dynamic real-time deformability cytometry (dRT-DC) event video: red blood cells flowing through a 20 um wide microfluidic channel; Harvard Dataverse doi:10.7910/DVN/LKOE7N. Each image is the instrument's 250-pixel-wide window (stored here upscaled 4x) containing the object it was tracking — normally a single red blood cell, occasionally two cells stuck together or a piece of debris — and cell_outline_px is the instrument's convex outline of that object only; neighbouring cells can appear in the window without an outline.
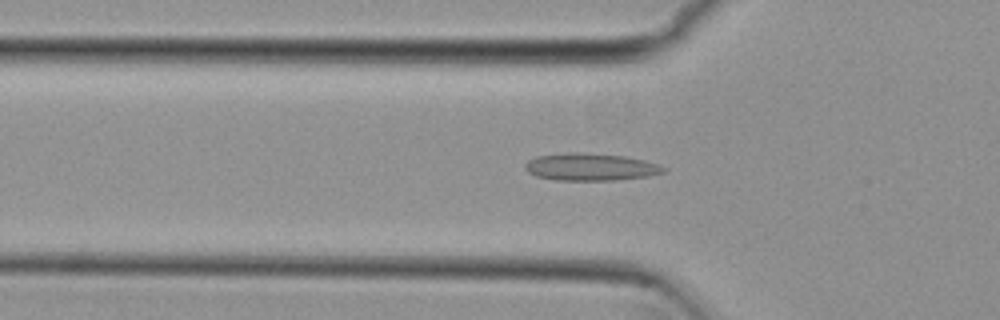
{"species": "common noctule bat (a hibernating species)", "species_latin": "Nyctalus noctula", "temperature_condition": "cold", "stored_images_in_passage": 50, "camera_frame_rate_fps": 3000, "um_per_image_px": 0.085, "animal": {"sex": "female", "body_mass_g": 29.2, "forearm_length_mm": 56.3}, "frame": {"image": 1, "passage_image": 14, "time_ms": 4.333, "image_size_px": [1000, 320], "cell_outline_px": [[668, 168], [664, 172], [648, 176], [616, 180], [556, 180], [536, 176], [528, 172], [524, 168], [524, 164], [528, 160], [536, 156], [568, 152], [576, 152], [624, 156], [644, 160], [660, 164]], "centroid_in_image_um": [50.2, 14.19], "position_along_channel_um": 75.6, "area_um2": 22.14}}
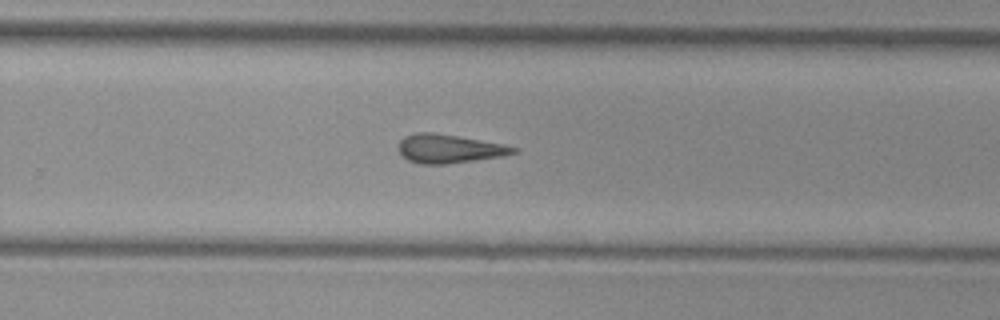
{"frame": {"image": 2, "passage_image": 31, "time_ms": 10.0, "image_size_px": [1000, 320], "cell_outline_px": [[520, 148], [516, 152], [500, 156], [444, 164], [420, 164], [408, 160], [400, 152], [400, 140], [404, 136], [416, 132], [432, 132], [504, 144]], "centroid_in_image_um": [38.16, 12.63], "position_along_channel_um": 291.6, "area_um2": 18.84}}
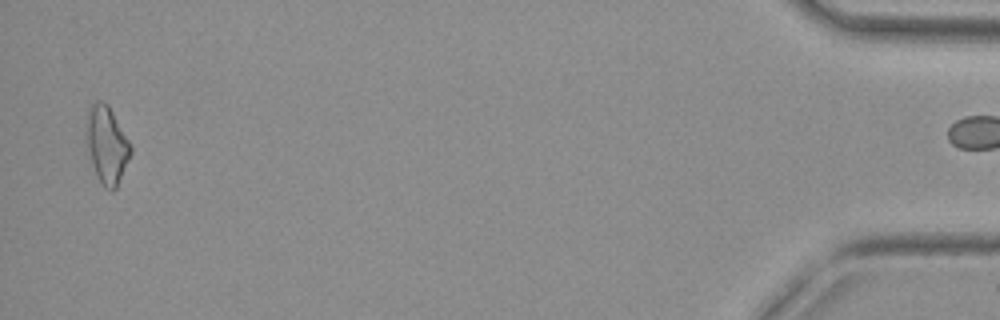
{"frame": {"image": 3, "passage_image": 49, "time_ms": 16.0, "image_size_px": [1000, 320], "cell_outline_px": [[132, 152], [116, 188], [112, 192], [104, 188], [96, 176], [92, 164], [88, 144], [88, 112], [92, 104], [96, 100], [100, 100], [108, 104], [132, 144]], "centroid_in_image_um": [9.13, 12.33], "position_along_channel_um": 426.1, "area_um2": 19.65}, "authors_computed_cell_mechanics": {"area_um2": 19.2185, "velocity_mm_per_s": 3.8062, "shape_relaxation_time_tau1_ms": null, "shape_relaxation_time_tau2_ms": 6.0, "deformation_change_tau1": null, "deformation_change_tau2": 0.1822}}